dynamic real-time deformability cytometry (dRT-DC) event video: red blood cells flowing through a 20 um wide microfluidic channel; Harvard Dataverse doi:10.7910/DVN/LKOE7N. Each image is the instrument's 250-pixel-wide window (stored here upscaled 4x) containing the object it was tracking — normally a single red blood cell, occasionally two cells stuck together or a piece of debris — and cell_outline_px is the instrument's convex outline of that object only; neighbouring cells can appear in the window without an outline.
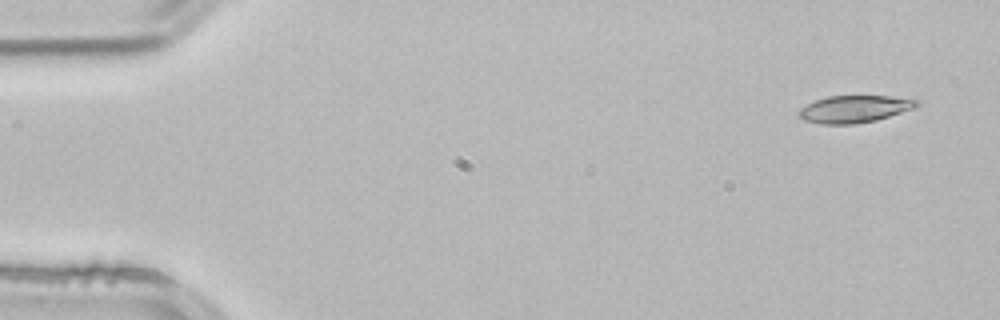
{"species": "common noctule bat (a hibernating species)", "species_latin": "Nyctalus noctula", "temperature_condition": "room temperature", "stored_images_in_passage": 2, "camera_frame_rate_fps": 3000, "um_per_image_px": 0.085, "animal": {"sex": "male", "body_mass_g": 21.5, "forearm_length_mm": 52.0}, "frame": {"image": 1, "passage_image": 1, "time_ms": 0.0, "image_size_px": [1000, 320], "cell_outline_px": [[920, 104], [916, 108], [876, 120], [852, 124], [820, 124], [804, 120], [796, 112], [800, 108], [816, 100], [828, 96], [888, 96], [920, 100]], "centroid_in_image_um": [72.64, 9.26], "position_along_channel_um": 12.4, "area_um2": 18.67}}